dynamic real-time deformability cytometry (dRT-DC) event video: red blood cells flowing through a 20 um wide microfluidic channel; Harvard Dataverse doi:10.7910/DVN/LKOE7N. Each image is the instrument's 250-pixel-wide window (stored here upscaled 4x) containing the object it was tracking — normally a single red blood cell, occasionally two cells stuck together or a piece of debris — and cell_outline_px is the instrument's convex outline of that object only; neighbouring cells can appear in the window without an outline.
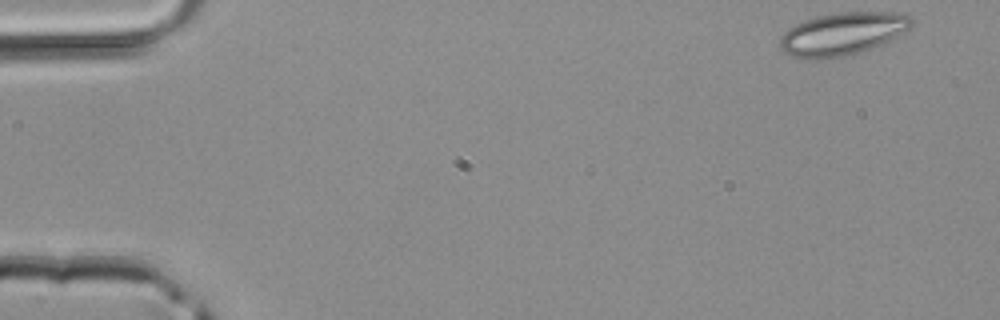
{"species": "common noctule bat (a hibernating species)", "species_latin": "Nyctalus noctula", "temperature_condition": "room temperature", "stored_images_in_passage": 44, "camera_frame_rate_fps": 3000, "um_per_image_px": 0.085, "animal": {"sex": "male", "body_mass_g": 20.4}, "frame": {"image": 1, "passage_image": 1, "time_ms": 0.0, "image_size_px": [1000, 320], "cell_outline_px": [[912, 24], [908, 28], [892, 40], [872, 48], [860, 52], [844, 56], [820, 60], [804, 60], [792, 56], [784, 52], [780, 48], [780, 36], [788, 28], [804, 20], [816, 16], [840, 12], [904, 12], [912, 20]], "centroid_in_image_um": [71.58, 2.89], "position_along_channel_um": 13.4, "area_um2": 33.12}}
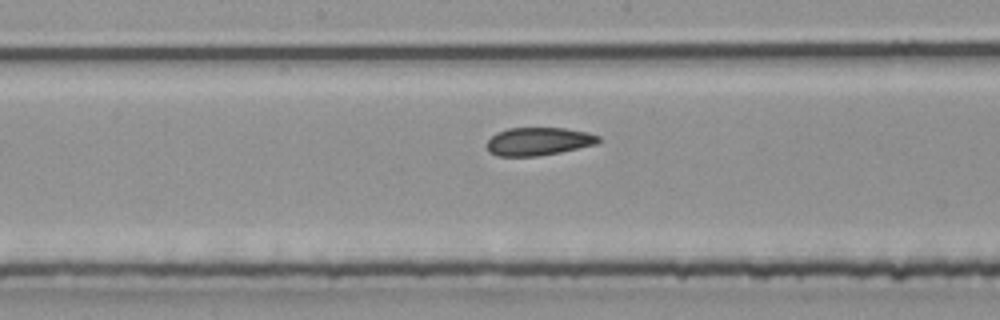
{"frame": {"image": 2, "passage_image": 22, "time_ms": 7.0, "image_size_px": [1000, 320], "cell_outline_px": [[600, 140], [596, 144], [560, 152], [536, 156], [496, 156], [488, 152], [484, 144], [496, 132], [508, 128], [564, 128], [588, 132], [600, 136]], "centroid_in_image_um": [45.72, 12.02], "position_along_channel_um": 202.5, "area_um2": 18.38}}
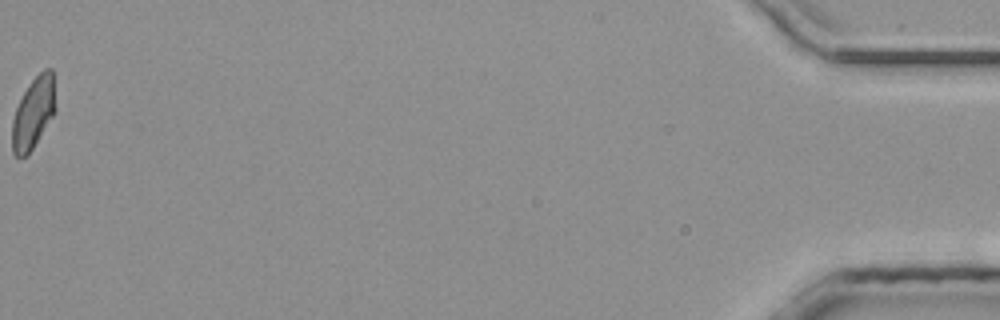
{"frame": {"image": 3, "passage_image": 44, "time_ms": 14.333, "image_size_px": [1000, 320], "cell_outline_px": [[56, 112], [32, 148], [24, 156], [16, 156], [12, 152], [12, 120], [16, 108], [28, 84], [44, 68], [52, 68], [56, 108]], "centroid_in_image_um": [2.85, 9.57], "position_along_channel_um": 432.4, "area_um2": 17.92}}